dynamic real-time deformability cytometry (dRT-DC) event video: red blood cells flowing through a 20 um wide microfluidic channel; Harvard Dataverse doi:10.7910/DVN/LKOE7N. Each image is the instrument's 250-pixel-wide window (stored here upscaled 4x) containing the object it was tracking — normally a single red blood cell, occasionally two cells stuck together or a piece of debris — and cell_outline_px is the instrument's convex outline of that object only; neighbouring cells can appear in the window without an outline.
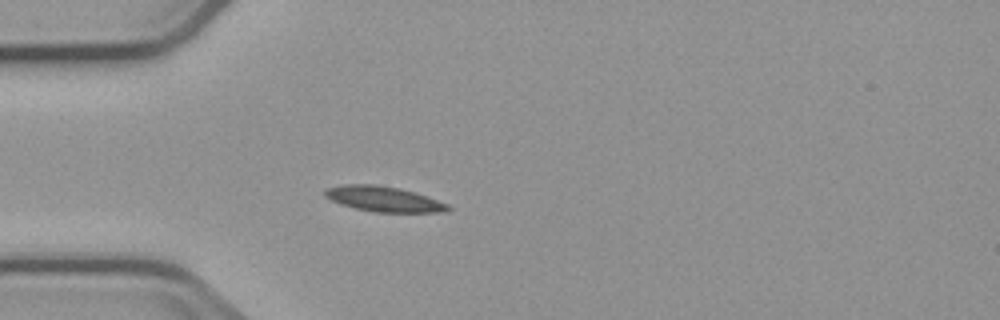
{"species": "common noctule bat (a hibernating species)", "species_latin": "Nyctalus noctula", "temperature_condition": "cold", "stored_images_in_passage": 5, "camera_frame_rate_fps": 3000, "um_per_image_px": 0.085, "animal": {"sex": "male", "body_mass_g": 23.1, "forearm_length_mm": 52.7}, "frame": {"image": 1, "passage_image": 5, "time_ms": 5.0, "image_size_px": [1000, 320], "cell_outline_px": [[452, 208], [444, 212], [372, 212], [340, 204], [324, 196], [324, 188], [344, 184], [376, 184], [400, 188], [448, 204]], "centroid_in_image_um": [32.56, 16.91], "position_along_channel_um": 52.4, "area_um2": 18.03}}